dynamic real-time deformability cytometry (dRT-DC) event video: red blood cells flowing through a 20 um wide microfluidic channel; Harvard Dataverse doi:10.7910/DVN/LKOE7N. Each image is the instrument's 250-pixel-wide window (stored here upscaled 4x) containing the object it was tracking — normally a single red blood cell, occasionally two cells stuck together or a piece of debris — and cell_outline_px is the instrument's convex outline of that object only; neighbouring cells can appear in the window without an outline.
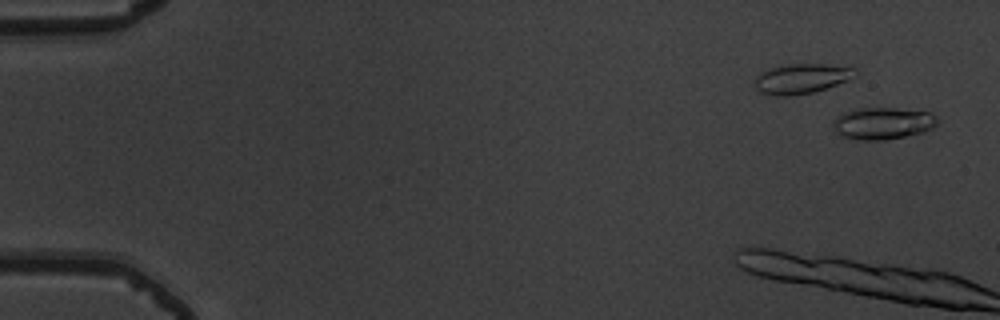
{"species": "common noctule bat (a hibernating species)", "species_latin": "Nyctalus noctula", "temperature_condition": "warm", "stored_images_in_passage": 13, "camera_frame_rate_fps": 3000, "um_per_image_px": 0.085, "animal": {"sex": "male", "body_mass_g": 19.5, "forearm_length_mm": 54.6}, "frame": {"image": 1, "passage_image": 1, "time_ms": 0.0, "image_size_px": [1000, 320], "cell_outline_px": [[936, 124], [932, 128], [924, 132], [884, 140], [856, 140], [844, 136], [832, 128], [832, 120], [844, 112], [852, 108], [896, 108], [932, 112], [936, 116]], "centroid_in_image_um": [75.02, 10.47], "position_along_channel_um": 10.0, "area_um2": 19.54}}